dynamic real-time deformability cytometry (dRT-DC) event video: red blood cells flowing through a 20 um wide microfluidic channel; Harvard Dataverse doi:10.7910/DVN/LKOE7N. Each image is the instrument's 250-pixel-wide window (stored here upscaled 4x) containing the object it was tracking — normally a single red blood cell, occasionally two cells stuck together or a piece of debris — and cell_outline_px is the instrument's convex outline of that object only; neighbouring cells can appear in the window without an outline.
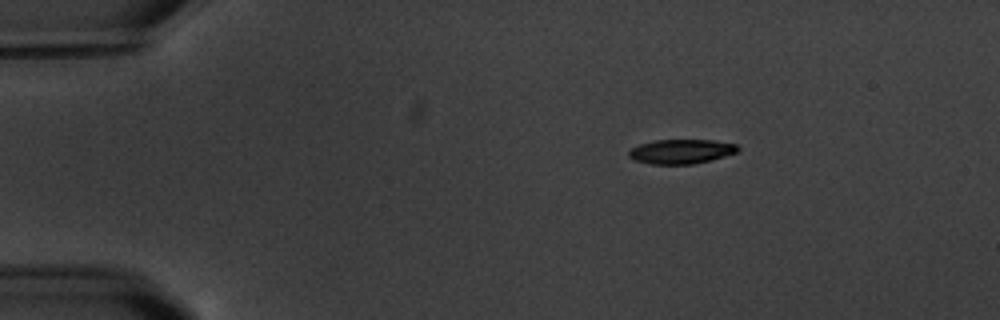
{"species": "common noctule bat (a hibernating species)", "species_latin": "Nyctalus noctula", "temperature_condition": "warm", "stored_images_in_passage": 14, "camera_frame_rate_fps": 3000, "um_per_image_px": 0.085, "animal": {"sex": "male", "body_mass_g": 20.1, "forearm_length_mm": 53.5}, "frame": {"image": 1, "passage_image": 1, "time_ms": 0.0, "image_size_px": [1000, 320], "cell_outline_px": [[740, 148], [736, 152], [712, 160], [692, 164], [648, 164], [636, 160], [628, 156], [628, 152], [632, 148], [640, 144], [656, 140], [712, 140], [736, 144]], "centroid_in_image_um": [57.9, 12.88], "position_along_channel_um": 27.1, "area_um2": 15.43}}
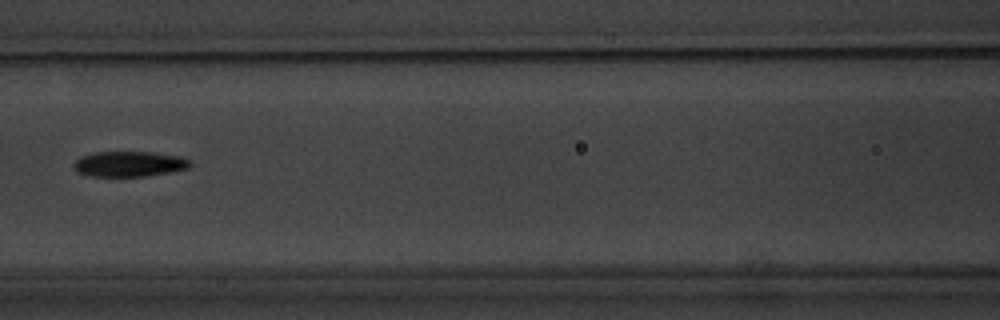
{"frame": {"image": 2, "passage_image": 5, "time_ms": 5.667, "image_size_px": [1000, 320], "cell_outline_px": [[192, 164], [188, 168], [168, 172], [144, 176], [88, 176], [76, 172], [72, 168], [72, 164], [80, 156], [96, 152], [152, 152], [180, 156], [188, 160]], "centroid_in_image_um": [10.91, 13.93], "position_along_channel_um": 155.7, "area_um2": 17.22}}
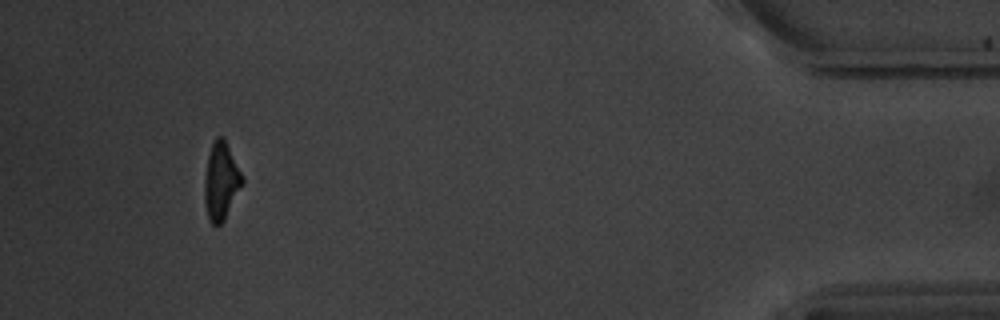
{"frame": {"image": 3, "passage_image": 13, "time_ms": 15.0, "image_size_px": [1000, 320], "cell_outline_px": [[244, 184], [224, 220], [220, 224], [212, 224], [208, 220], [204, 200], [204, 180], [208, 156], [212, 144], [216, 136], [224, 136], [244, 176]], "centroid_in_image_um": [18.81, 15.38], "position_along_channel_um": 416.4, "area_um2": 17.4}, "authors_computed_cell_mechanics": {"area_um2": 17.34, "velocity_mm_per_s": 3.4685, "shape_relaxation_time_tau1_ms": 3.4991, "shape_relaxation_time_tau2_ms": 5.6228, "deformation_change_tau1": 0.1092, "deformation_change_tau2": 0.1102}}